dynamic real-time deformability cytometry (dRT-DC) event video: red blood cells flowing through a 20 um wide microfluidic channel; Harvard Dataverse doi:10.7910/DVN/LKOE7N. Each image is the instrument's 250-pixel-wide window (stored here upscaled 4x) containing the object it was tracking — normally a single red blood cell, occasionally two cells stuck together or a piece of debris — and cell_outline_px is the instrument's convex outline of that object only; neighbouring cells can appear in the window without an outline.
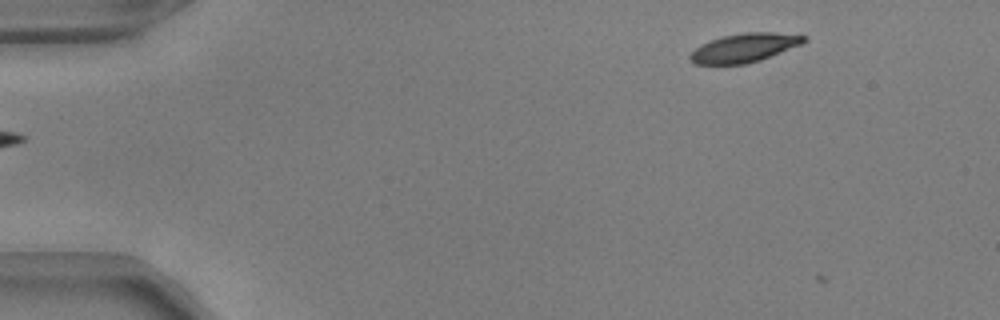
{"species": "common noctule bat (a hibernating species)", "species_latin": "Nyctalus noctula", "temperature_condition": "warm", "stored_images_in_passage": 4, "camera_frame_rate_fps": 3000, "um_per_image_px": 0.085, "animal": {"sex": "male", "body_mass_g": 17.9, "forearm_length_mm": 54.2}, "frame": {"image": 1, "passage_image": 3, "time_ms": 0.667, "image_size_px": [1000, 320], "cell_outline_px": [[808, 40], [800, 44], [760, 60], [748, 64], [696, 64], [688, 56], [700, 44], [724, 36], [744, 32], [772, 32], [808, 36]], "centroid_in_image_um": [63.27, 4.06], "position_along_channel_um": 21.7, "area_um2": 18.84}}